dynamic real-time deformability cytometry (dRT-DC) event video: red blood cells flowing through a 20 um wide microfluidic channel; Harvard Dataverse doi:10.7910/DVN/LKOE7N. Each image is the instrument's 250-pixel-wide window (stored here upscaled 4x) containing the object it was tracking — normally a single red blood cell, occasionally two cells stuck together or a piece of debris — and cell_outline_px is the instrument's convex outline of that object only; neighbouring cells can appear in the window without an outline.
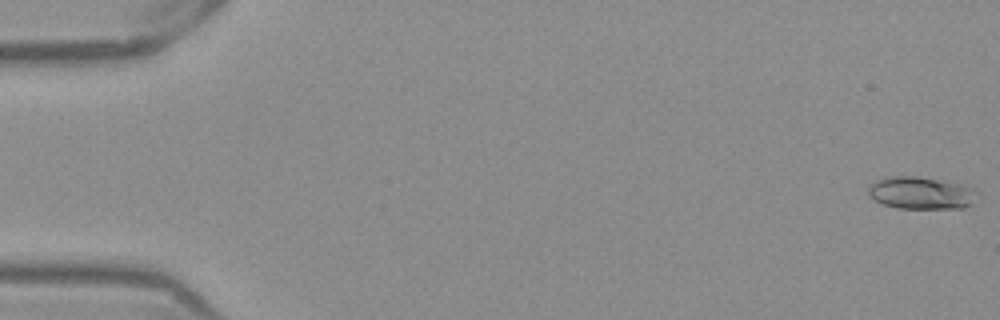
{"species": "Egyptian fruit bat (a non-hibernating species)", "species_latin": "Rousettus aegyptiacus", "temperature_condition": "warm", "stored_images_in_passage": 52, "camera_frame_rate_fps": 3000, "um_per_image_px": 0.085, "frame": {"image": 1, "passage_image": 1, "time_ms": 0.0, "image_size_px": [1000, 320], "cell_outline_px": [[972, 188], [968, 204], [964, 208], [896, 208], [884, 204], [868, 196], [868, 184], [876, 180], [896, 176], [912, 176], [960, 184]], "centroid_in_image_um": [78.12, 16.4], "position_along_channel_um": 6.9, "area_um2": 19.65}}
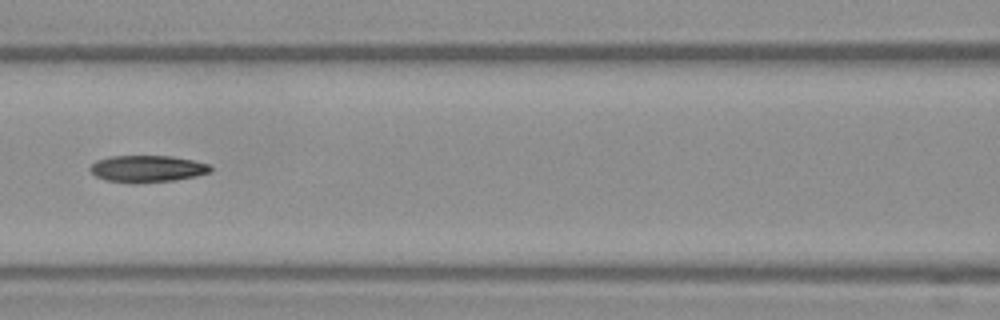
{"frame": {"image": 2, "passage_image": 24, "time_ms": 7.667, "image_size_px": [1000, 320], "cell_outline_px": [[212, 172], [196, 176], [176, 180], [136, 184], [132, 184], [104, 180], [96, 176], [88, 168], [96, 160], [108, 156], [172, 156], [192, 160], [208, 164], [212, 168]], "centroid_in_image_um": [12.5, 14.36], "position_along_channel_um": 154.1, "area_um2": 19.13}}
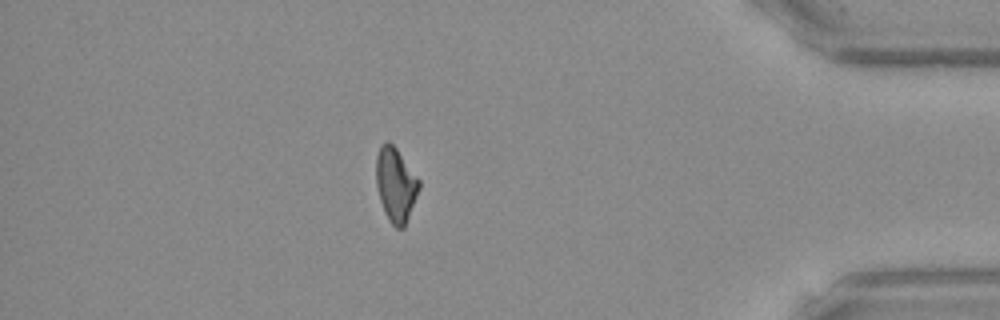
{"frame": {"image": 3, "passage_image": 46, "time_ms": 15.0, "image_size_px": [1000, 320], "cell_outline_px": [[420, 188], [404, 228], [396, 228], [388, 220], [384, 212], [380, 200], [376, 184], [376, 156], [380, 144], [384, 140], [388, 140], [396, 148], [420, 180]], "centroid_in_image_um": [33.62, 15.68], "position_along_channel_um": 401.6, "area_um2": 18.67}, "authors_computed_cell_mechanics": {"area_um2": 18.6983, "velocity_mm_per_s": 3.9234, "shape_relaxation_time_tau1_ms": 8.878, "shape_relaxation_time_tau2_ms": 3.9827, "deformation_change_tau1": 0.2138, "deformation_change_tau2": 0.1192}}